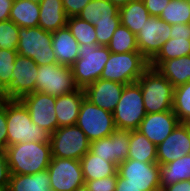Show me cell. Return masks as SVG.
Returning a JSON list of instances; mask_svg holds the SVG:
<instances>
[{"mask_svg":"<svg viewBox=\"0 0 190 191\" xmlns=\"http://www.w3.org/2000/svg\"><path fill=\"white\" fill-rule=\"evenodd\" d=\"M51 134L32 122L27 107L20 99L7 100V146L16 143L50 141Z\"/></svg>","mask_w":190,"mask_h":191,"instance_id":"7a4b0ae2","label":"cell"},{"mask_svg":"<svg viewBox=\"0 0 190 191\" xmlns=\"http://www.w3.org/2000/svg\"><path fill=\"white\" fill-rule=\"evenodd\" d=\"M162 191H190V180H184L169 185L163 188Z\"/></svg>","mask_w":190,"mask_h":191,"instance_id":"bcb514c9","label":"cell"},{"mask_svg":"<svg viewBox=\"0 0 190 191\" xmlns=\"http://www.w3.org/2000/svg\"><path fill=\"white\" fill-rule=\"evenodd\" d=\"M124 86V84L118 82L98 79L88 85L84 91L86 98L94 105L113 112L121 98Z\"/></svg>","mask_w":190,"mask_h":191,"instance_id":"d6986e66","label":"cell"},{"mask_svg":"<svg viewBox=\"0 0 190 191\" xmlns=\"http://www.w3.org/2000/svg\"><path fill=\"white\" fill-rule=\"evenodd\" d=\"M171 38H190V24H173L170 31Z\"/></svg>","mask_w":190,"mask_h":191,"instance_id":"ee69618b","label":"cell"},{"mask_svg":"<svg viewBox=\"0 0 190 191\" xmlns=\"http://www.w3.org/2000/svg\"><path fill=\"white\" fill-rule=\"evenodd\" d=\"M7 148V100L0 105V151Z\"/></svg>","mask_w":190,"mask_h":191,"instance_id":"ab89813d","label":"cell"},{"mask_svg":"<svg viewBox=\"0 0 190 191\" xmlns=\"http://www.w3.org/2000/svg\"><path fill=\"white\" fill-rule=\"evenodd\" d=\"M130 131L116 129L109 137L90 142L89 151L117 166L129 155Z\"/></svg>","mask_w":190,"mask_h":191,"instance_id":"2e32d148","label":"cell"},{"mask_svg":"<svg viewBox=\"0 0 190 191\" xmlns=\"http://www.w3.org/2000/svg\"><path fill=\"white\" fill-rule=\"evenodd\" d=\"M156 145L138 130L130 131L129 155L127 159L140 162H157Z\"/></svg>","mask_w":190,"mask_h":191,"instance_id":"f546056e","label":"cell"},{"mask_svg":"<svg viewBox=\"0 0 190 191\" xmlns=\"http://www.w3.org/2000/svg\"><path fill=\"white\" fill-rule=\"evenodd\" d=\"M66 26L79 45L87 43L97 45L95 27L90 22L84 21L78 16H72L67 18Z\"/></svg>","mask_w":190,"mask_h":191,"instance_id":"836d02e7","label":"cell"},{"mask_svg":"<svg viewBox=\"0 0 190 191\" xmlns=\"http://www.w3.org/2000/svg\"><path fill=\"white\" fill-rule=\"evenodd\" d=\"M122 185H134L141 191H160V165L157 162H140L126 159L118 165Z\"/></svg>","mask_w":190,"mask_h":191,"instance_id":"8fae6325","label":"cell"},{"mask_svg":"<svg viewBox=\"0 0 190 191\" xmlns=\"http://www.w3.org/2000/svg\"><path fill=\"white\" fill-rule=\"evenodd\" d=\"M149 67V61L140 52L110 53L100 79L130 84L137 82Z\"/></svg>","mask_w":190,"mask_h":191,"instance_id":"8992f818","label":"cell"},{"mask_svg":"<svg viewBox=\"0 0 190 191\" xmlns=\"http://www.w3.org/2000/svg\"><path fill=\"white\" fill-rule=\"evenodd\" d=\"M90 191H115L117 183V173L96 180H84Z\"/></svg>","mask_w":190,"mask_h":191,"instance_id":"f35d334b","label":"cell"},{"mask_svg":"<svg viewBox=\"0 0 190 191\" xmlns=\"http://www.w3.org/2000/svg\"><path fill=\"white\" fill-rule=\"evenodd\" d=\"M159 18L170 25L190 24V0H170Z\"/></svg>","mask_w":190,"mask_h":191,"instance_id":"d6a6232c","label":"cell"},{"mask_svg":"<svg viewBox=\"0 0 190 191\" xmlns=\"http://www.w3.org/2000/svg\"><path fill=\"white\" fill-rule=\"evenodd\" d=\"M157 163L165 165L190 154V124L179 123L172 133L156 147Z\"/></svg>","mask_w":190,"mask_h":191,"instance_id":"e0dca14e","label":"cell"},{"mask_svg":"<svg viewBox=\"0 0 190 191\" xmlns=\"http://www.w3.org/2000/svg\"><path fill=\"white\" fill-rule=\"evenodd\" d=\"M37 74L38 65L31 58L17 55L12 70V79L1 91L2 98L16 100L35 92Z\"/></svg>","mask_w":190,"mask_h":191,"instance_id":"7c38bea8","label":"cell"},{"mask_svg":"<svg viewBox=\"0 0 190 191\" xmlns=\"http://www.w3.org/2000/svg\"><path fill=\"white\" fill-rule=\"evenodd\" d=\"M51 156L79 160L89 151L90 142L77 126L57 128L50 136Z\"/></svg>","mask_w":190,"mask_h":191,"instance_id":"9c48e42d","label":"cell"},{"mask_svg":"<svg viewBox=\"0 0 190 191\" xmlns=\"http://www.w3.org/2000/svg\"><path fill=\"white\" fill-rule=\"evenodd\" d=\"M120 24V21H113V23L94 25L96 31L97 45L107 46L111 40V37L113 36V33Z\"/></svg>","mask_w":190,"mask_h":191,"instance_id":"74e56055","label":"cell"},{"mask_svg":"<svg viewBox=\"0 0 190 191\" xmlns=\"http://www.w3.org/2000/svg\"><path fill=\"white\" fill-rule=\"evenodd\" d=\"M75 191H90L86 184L80 186Z\"/></svg>","mask_w":190,"mask_h":191,"instance_id":"681fc988","label":"cell"},{"mask_svg":"<svg viewBox=\"0 0 190 191\" xmlns=\"http://www.w3.org/2000/svg\"><path fill=\"white\" fill-rule=\"evenodd\" d=\"M80 164L84 180H96L115 175L118 166L113 162L106 161L98 155L88 151L81 159Z\"/></svg>","mask_w":190,"mask_h":191,"instance_id":"484cf974","label":"cell"},{"mask_svg":"<svg viewBox=\"0 0 190 191\" xmlns=\"http://www.w3.org/2000/svg\"><path fill=\"white\" fill-rule=\"evenodd\" d=\"M17 51L0 49V91H2L12 79Z\"/></svg>","mask_w":190,"mask_h":191,"instance_id":"8d00e7d4","label":"cell"},{"mask_svg":"<svg viewBox=\"0 0 190 191\" xmlns=\"http://www.w3.org/2000/svg\"><path fill=\"white\" fill-rule=\"evenodd\" d=\"M107 47L111 53L139 52L136 35L121 24L113 33Z\"/></svg>","mask_w":190,"mask_h":191,"instance_id":"1f68e13d","label":"cell"},{"mask_svg":"<svg viewBox=\"0 0 190 191\" xmlns=\"http://www.w3.org/2000/svg\"><path fill=\"white\" fill-rule=\"evenodd\" d=\"M17 53L31 58L38 66L57 64L52 48V32L41 27H19Z\"/></svg>","mask_w":190,"mask_h":191,"instance_id":"5b68a950","label":"cell"},{"mask_svg":"<svg viewBox=\"0 0 190 191\" xmlns=\"http://www.w3.org/2000/svg\"><path fill=\"white\" fill-rule=\"evenodd\" d=\"M10 175L6 152L0 151V191L7 190Z\"/></svg>","mask_w":190,"mask_h":191,"instance_id":"60d3db41","label":"cell"},{"mask_svg":"<svg viewBox=\"0 0 190 191\" xmlns=\"http://www.w3.org/2000/svg\"><path fill=\"white\" fill-rule=\"evenodd\" d=\"M39 14V2L32 0H14L10 10L9 20H12L18 27H37Z\"/></svg>","mask_w":190,"mask_h":191,"instance_id":"4316f807","label":"cell"},{"mask_svg":"<svg viewBox=\"0 0 190 191\" xmlns=\"http://www.w3.org/2000/svg\"><path fill=\"white\" fill-rule=\"evenodd\" d=\"M70 66L50 64L38 66L35 91L59 97L77 90Z\"/></svg>","mask_w":190,"mask_h":191,"instance_id":"30bf717a","label":"cell"},{"mask_svg":"<svg viewBox=\"0 0 190 191\" xmlns=\"http://www.w3.org/2000/svg\"><path fill=\"white\" fill-rule=\"evenodd\" d=\"M116 129L138 130L146 116L143 96L138 82L125 84L120 100L112 112Z\"/></svg>","mask_w":190,"mask_h":191,"instance_id":"52a82bcc","label":"cell"},{"mask_svg":"<svg viewBox=\"0 0 190 191\" xmlns=\"http://www.w3.org/2000/svg\"><path fill=\"white\" fill-rule=\"evenodd\" d=\"M52 48L60 65L71 66L79 55V43L67 26L52 32Z\"/></svg>","mask_w":190,"mask_h":191,"instance_id":"44dd1931","label":"cell"},{"mask_svg":"<svg viewBox=\"0 0 190 191\" xmlns=\"http://www.w3.org/2000/svg\"><path fill=\"white\" fill-rule=\"evenodd\" d=\"M47 171L52 191H75L85 184L79 160L52 157Z\"/></svg>","mask_w":190,"mask_h":191,"instance_id":"4fadbf2b","label":"cell"},{"mask_svg":"<svg viewBox=\"0 0 190 191\" xmlns=\"http://www.w3.org/2000/svg\"><path fill=\"white\" fill-rule=\"evenodd\" d=\"M115 191H141V189L135 187L134 185H122V178L118 175L117 172V183Z\"/></svg>","mask_w":190,"mask_h":191,"instance_id":"7dc6e473","label":"cell"},{"mask_svg":"<svg viewBox=\"0 0 190 191\" xmlns=\"http://www.w3.org/2000/svg\"><path fill=\"white\" fill-rule=\"evenodd\" d=\"M160 190L180 181L190 180V154L160 165Z\"/></svg>","mask_w":190,"mask_h":191,"instance_id":"f1b7e54d","label":"cell"},{"mask_svg":"<svg viewBox=\"0 0 190 191\" xmlns=\"http://www.w3.org/2000/svg\"><path fill=\"white\" fill-rule=\"evenodd\" d=\"M85 97V91L82 88H78L72 93L56 97L55 113L58 128L76 125L80 107Z\"/></svg>","mask_w":190,"mask_h":191,"instance_id":"ffe728a7","label":"cell"},{"mask_svg":"<svg viewBox=\"0 0 190 191\" xmlns=\"http://www.w3.org/2000/svg\"><path fill=\"white\" fill-rule=\"evenodd\" d=\"M137 82L141 88L146 114L172 110L174 87L157 69L149 67Z\"/></svg>","mask_w":190,"mask_h":191,"instance_id":"3957f363","label":"cell"},{"mask_svg":"<svg viewBox=\"0 0 190 191\" xmlns=\"http://www.w3.org/2000/svg\"><path fill=\"white\" fill-rule=\"evenodd\" d=\"M10 174H35L46 170L51 161V145L39 142H20L7 146Z\"/></svg>","mask_w":190,"mask_h":191,"instance_id":"6da1fadb","label":"cell"},{"mask_svg":"<svg viewBox=\"0 0 190 191\" xmlns=\"http://www.w3.org/2000/svg\"><path fill=\"white\" fill-rule=\"evenodd\" d=\"M174 88L190 82V55L163 61L156 68Z\"/></svg>","mask_w":190,"mask_h":191,"instance_id":"d4e9b609","label":"cell"},{"mask_svg":"<svg viewBox=\"0 0 190 191\" xmlns=\"http://www.w3.org/2000/svg\"><path fill=\"white\" fill-rule=\"evenodd\" d=\"M27 107L32 122L52 134L58 128L55 113L56 97L41 92H32L20 99Z\"/></svg>","mask_w":190,"mask_h":191,"instance_id":"9a60e30c","label":"cell"},{"mask_svg":"<svg viewBox=\"0 0 190 191\" xmlns=\"http://www.w3.org/2000/svg\"><path fill=\"white\" fill-rule=\"evenodd\" d=\"M3 100L4 99L2 98L1 91H0V105L2 104Z\"/></svg>","mask_w":190,"mask_h":191,"instance_id":"f907efd6","label":"cell"},{"mask_svg":"<svg viewBox=\"0 0 190 191\" xmlns=\"http://www.w3.org/2000/svg\"><path fill=\"white\" fill-rule=\"evenodd\" d=\"M109 1H111L118 8H121L133 0H109Z\"/></svg>","mask_w":190,"mask_h":191,"instance_id":"c3c4849f","label":"cell"},{"mask_svg":"<svg viewBox=\"0 0 190 191\" xmlns=\"http://www.w3.org/2000/svg\"><path fill=\"white\" fill-rule=\"evenodd\" d=\"M76 125L85 133L89 142L109 137L116 130L112 112L94 105L86 97L81 104Z\"/></svg>","mask_w":190,"mask_h":191,"instance_id":"ba28073f","label":"cell"},{"mask_svg":"<svg viewBox=\"0 0 190 191\" xmlns=\"http://www.w3.org/2000/svg\"><path fill=\"white\" fill-rule=\"evenodd\" d=\"M14 0H0V22L9 20Z\"/></svg>","mask_w":190,"mask_h":191,"instance_id":"f6af8a7d","label":"cell"},{"mask_svg":"<svg viewBox=\"0 0 190 191\" xmlns=\"http://www.w3.org/2000/svg\"><path fill=\"white\" fill-rule=\"evenodd\" d=\"M91 0H62L63 8L67 17L78 16L81 10Z\"/></svg>","mask_w":190,"mask_h":191,"instance_id":"b9f144b4","label":"cell"},{"mask_svg":"<svg viewBox=\"0 0 190 191\" xmlns=\"http://www.w3.org/2000/svg\"><path fill=\"white\" fill-rule=\"evenodd\" d=\"M172 110L180 123L190 124V82L174 88Z\"/></svg>","mask_w":190,"mask_h":191,"instance_id":"e575fe53","label":"cell"},{"mask_svg":"<svg viewBox=\"0 0 190 191\" xmlns=\"http://www.w3.org/2000/svg\"><path fill=\"white\" fill-rule=\"evenodd\" d=\"M78 50V58L70 67L76 86L85 89L101 78L111 52L107 46L91 43L79 45Z\"/></svg>","mask_w":190,"mask_h":191,"instance_id":"277c9868","label":"cell"},{"mask_svg":"<svg viewBox=\"0 0 190 191\" xmlns=\"http://www.w3.org/2000/svg\"><path fill=\"white\" fill-rule=\"evenodd\" d=\"M19 27L12 21L0 22V49L17 51Z\"/></svg>","mask_w":190,"mask_h":191,"instance_id":"d590c367","label":"cell"},{"mask_svg":"<svg viewBox=\"0 0 190 191\" xmlns=\"http://www.w3.org/2000/svg\"><path fill=\"white\" fill-rule=\"evenodd\" d=\"M180 123L173 110L146 114L138 131L144 134L152 143L158 146Z\"/></svg>","mask_w":190,"mask_h":191,"instance_id":"ac0fdd59","label":"cell"},{"mask_svg":"<svg viewBox=\"0 0 190 191\" xmlns=\"http://www.w3.org/2000/svg\"><path fill=\"white\" fill-rule=\"evenodd\" d=\"M6 191H52L47 169L35 174H11Z\"/></svg>","mask_w":190,"mask_h":191,"instance_id":"cb8c5ba5","label":"cell"},{"mask_svg":"<svg viewBox=\"0 0 190 191\" xmlns=\"http://www.w3.org/2000/svg\"><path fill=\"white\" fill-rule=\"evenodd\" d=\"M170 31V24L159 17L151 16L136 35L139 52L150 61L159 52L162 44L171 38Z\"/></svg>","mask_w":190,"mask_h":191,"instance_id":"5bb4252c","label":"cell"},{"mask_svg":"<svg viewBox=\"0 0 190 191\" xmlns=\"http://www.w3.org/2000/svg\"><path fill=\"white\" fill-rule=\"evenodd\" d=\"M78 17L92 25L120 21L119 8L109 0H91Z\"/></svg>","mask_w":190,"mask_h":191,"instance_id":"7402d4cb","label":"cell"},{"mask_svg":"<svg viewBox=\"0 0 190 191\" xmlns=\"http://www.w3.org/2000/svg\"><path fill=\"white\" fill-rule=\"evenodd\" d=\"M170 0H143L151 16L159 17Z\"/></svg>","mask_w":190,"mask_h":191,"instance_id":"7bdbcfd3","label":"cell"},{"mask_svg":"<svg viewBox=\"0 0 190 191\" xmlns=\"http://www.w3.org/2000/svg\"><path fill=\"white\" fill-rule=\"evenodd\" d=\"M39 6V27L49 32L66 27L68 17L65 14L62 0H42Z\"/></svg>","mask_w":190,"mask_h":191,"instance_id":"603a6c76","label":"cell"},{"mask_svg":"<svg viewBox=\"0 0 190 191\" xmlns=\"http://www.w3.org/2000/svg\"><path fill=\"white\" fill-rule=\"evenodd\" d=\"M119 16L121 25L127 27L135 35L145 25L146 20L151 17L143 0H133L119 8Z\"/></svg>","mask_w":190,"mask_h":191,"instance_id":"83f0119b","label":"cell"},{"mask_svg":"<svg viewBox=\"0 0 190 191\" xmlns=\"http://www.w3.org/2000/svg\"><path fill=\"white\" fill-rule=\"evenodd\" d=\"M190 55V38H170L163 43L159 52L149 61L156 69L163 61Z\"/></svg>","mask_w":190,"mask_h":191,"instance_id":"4dcf8cb0","label":"cell"}]
</instances>
